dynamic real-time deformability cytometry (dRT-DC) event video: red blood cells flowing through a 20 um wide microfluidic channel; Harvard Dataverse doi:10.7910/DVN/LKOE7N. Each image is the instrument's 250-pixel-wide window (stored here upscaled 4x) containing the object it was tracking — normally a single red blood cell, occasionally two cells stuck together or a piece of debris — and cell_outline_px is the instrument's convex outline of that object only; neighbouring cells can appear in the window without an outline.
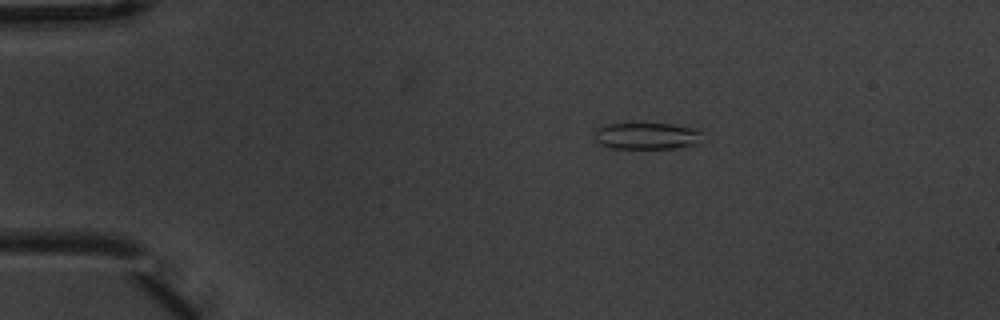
{"species": "common noctule bat (a hibernating species)", "species_latin": "Nyctalus noctula", "temperature_condition": "warm", "stored_images_in_passage": 8, "camera_frame_rate_fps": 3000, "um_per_image_px": 0.085, "animal": {"sex": "male", "body_mass_g": 20.1, "forearm_length_mm": 53.5}, "frame": {"image": 1, "passage_image": 3, "time_ms": 0.667, "image_size_px": [1000, 320], "cell_outline_px": [[700, 144], [676, 148], [612, 148], [600, 144], [596, 140], [596, 128], [604, 124], [672, 124], [700, 128]], "centroid_in_image_um": [55.03, 11.55], "position_along_channel_um": 30.0, "area_um2": 16.82}}
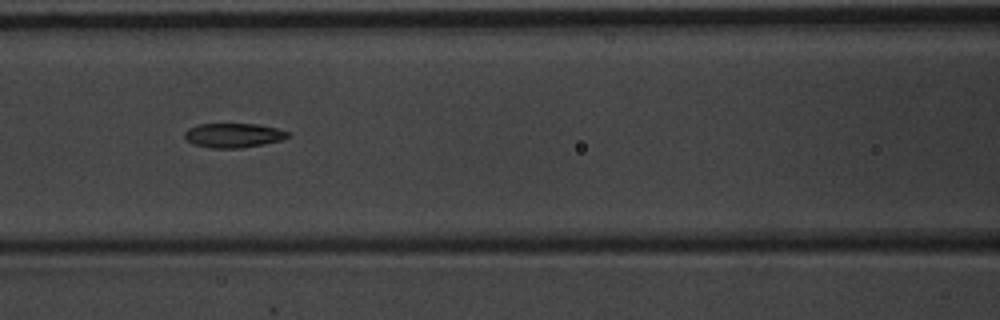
{"frame": {"image": 2, "passage_image": 7, "time_ms": 2.0, "image_size_px": [1000, 320], "cell_outline_px": [[292, 136], [280, 140], [264, 144], [240, 148], [212, 148], [192, 144], [184, 136], [184, 132], [188, 128], [200, 124], [256, 124], [276, 128], [288, 132]], "centroid_in_image_um": [19.84, 11.51], "position_along_channel_um": 146.8, "area_um2": 14.62}}
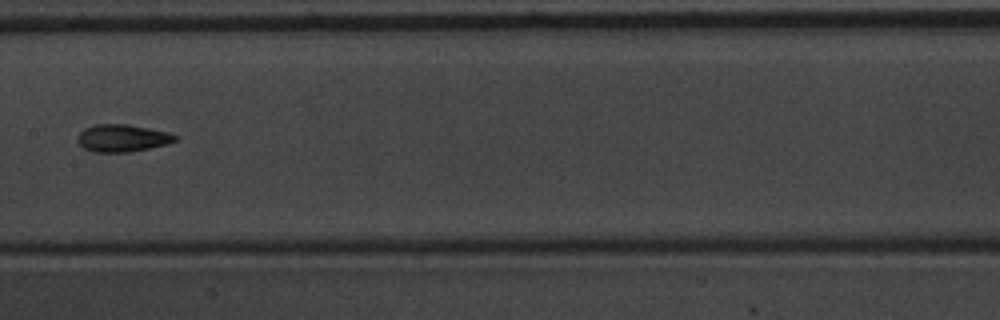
{"frame": {"image": 3, "passage_image": 8, "time_ms": 2.333, "image_size_px": [1000, 320], "cell_outline_px": [[176, 140], [164, 144], [148, 148], [128, 152], [92, 152], [84, 148], [76, 140], [76, 136], [84, 128], [96, 124], [128, 124], [168, 132], [176, 136]], "centroid_in_image_um": [10.32, 11.73], "position_along_channel_um": 197.1, "area_um2": 15.43}}